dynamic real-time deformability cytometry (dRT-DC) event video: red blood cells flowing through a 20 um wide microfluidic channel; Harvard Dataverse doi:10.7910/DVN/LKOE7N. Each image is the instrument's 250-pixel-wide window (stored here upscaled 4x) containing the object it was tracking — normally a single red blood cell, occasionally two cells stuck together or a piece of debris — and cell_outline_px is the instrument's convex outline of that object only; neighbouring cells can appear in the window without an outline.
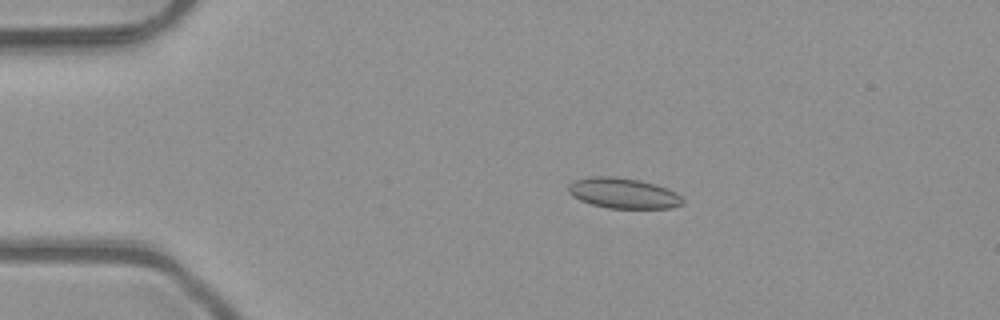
{"species": "common noctule bat (a hibernating species)", "species_latin": "Nyctalus noctula", "temperature_condition": "room temperature", "stored_images_in_passage": 4, "camera_frame_rate_fps": 3000, "um_per_image_px": 0.085, "animal": {"sex": "male", "body_mass_g": 23.1, "forearm_length_mm": 52.7}, "frame": {"image": 1, "passage_image": 2, "time_ms": 0.333, "image_size_px": [1000, 320], "cell_outline_px": [[684, 204], [672, 208], [608, 208], [592, 204], [580, 200], [572, 196], [568, 192], [568, 184], [576, 180], [588, 176], [612, 176], [640, 180], [656, 184], [668, 188], [676, 192], [684, 200]], "centroid_in_image_um": [52.99, 16.41], "position_along_channel_um": 32.0, "area_um2": 20.46}}
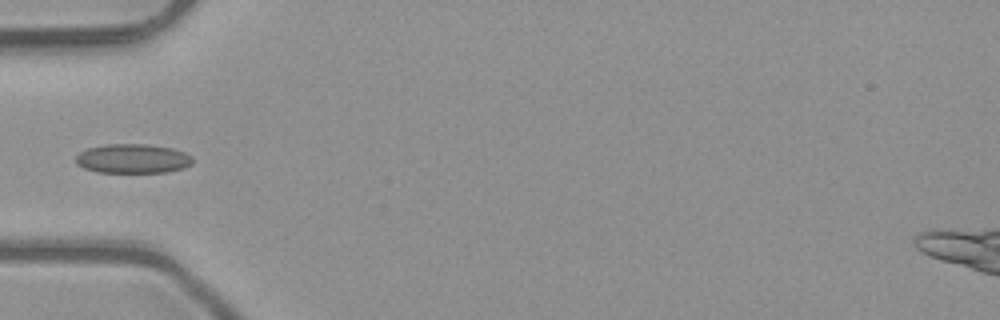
{"frame": {"image": 2, "passage_image": 4, "time_ms": 1.0, "image_size_px": [1000, 320], "cell_outline_px": [[192, 164], [184, 168], [168, 172], [96, 172], [84, 168], [76, 164], [76, 156], [80, 152], [88, 148], [108, 144], [148, 144], [172, 148], [184, 152], [192, 156]], "centroid_in_image_um": [11.3, 13.48], "position_along_channel_um": 73.7, "area_um2": 20.0}}